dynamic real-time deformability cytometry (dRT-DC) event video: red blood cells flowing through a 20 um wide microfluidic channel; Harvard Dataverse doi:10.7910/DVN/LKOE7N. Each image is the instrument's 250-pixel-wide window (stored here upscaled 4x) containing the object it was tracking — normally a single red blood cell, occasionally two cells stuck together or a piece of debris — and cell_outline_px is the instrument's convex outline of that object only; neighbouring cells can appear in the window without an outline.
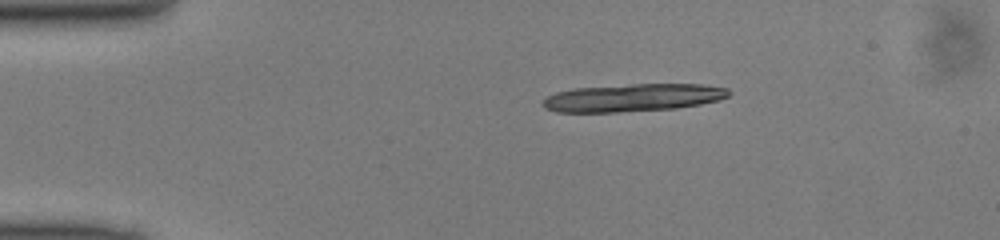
{"species": "common noctule bat (a hibernating species)", "species_latin": "Nyctalus noctula", "temperature_condition": "cold", "stored_images_in_passage": 8, "camera_frame_rate_fps": 3000, "um_per_image_px": 0.085, "animal": {"sex": "male", "body_mass_g": 13.0, "forearm_length_mm": 53.1}, "frame": {"image": 1, "passage_image": 1, "time_ms": 0.0, "image_size_px": [1000, 240], "cell_outline_px": [[732, 92], [728, 96], [716, 100], [700, 104], [676, 108], [616, 112], [556, 112], [544, 108], [540, 104], [548, 96], [556, 92], [576, 88], [632, 84], [700, 84], [728, 88]], "centroid_in_image_um": [53.78, 8.3], "position_along_channel_um": 31.2, "area_um2": 29.94}}